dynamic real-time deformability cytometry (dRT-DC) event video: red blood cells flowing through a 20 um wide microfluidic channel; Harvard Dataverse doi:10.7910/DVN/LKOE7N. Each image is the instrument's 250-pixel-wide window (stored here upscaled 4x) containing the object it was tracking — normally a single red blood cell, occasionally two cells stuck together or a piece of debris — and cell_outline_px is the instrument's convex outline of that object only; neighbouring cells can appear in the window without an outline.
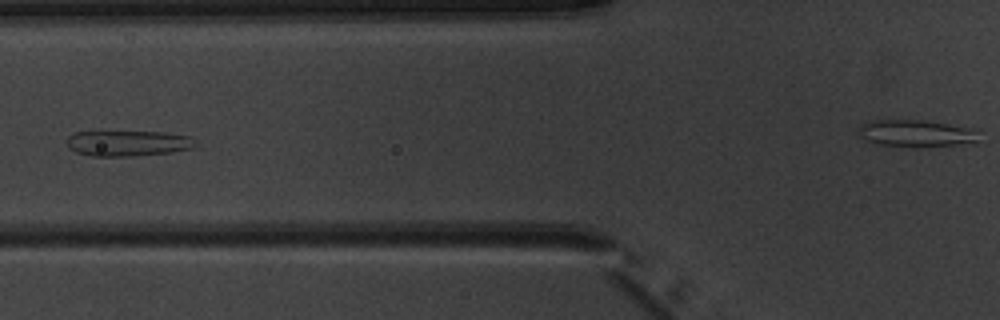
{"species": "common noctule bat (a hibernating species)", "species_latin": "Nyctalus noctula", "temperature_condition": "warm", "stored_images_in_passage": 7, "camera_frame_rate_fps": 3000, "um_per_image_px": 0.085, "animal": {"sex": "male", "body_mass_g": 20.1, "forearm_length_mm": 53.5}, "frame": {"image": 1, "passage_image": 5, "time_ms": 5.667, "image_size_px": [1000, 320], "cell_outline_px": [[200, 144], [196, 148], [172, 152], [132, 156], [92, 156], [76, 152], [68, 148], [68, 136], [72, 132], [164, 132], [192, 136]], "centroid_in_image_um": [10.97, 12.18], "position_along_channel_um": 114.8, "area_um2": 19.48}}
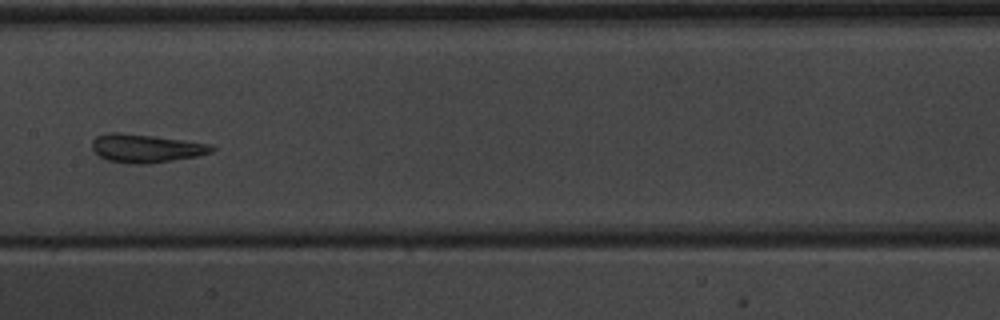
{"frame": {"image": 2, "passage_image": 7, "time_ms": 7.667, "image_size_px": [1000, 320], "cell_outline_px": [[216, 148], [212, 152], [196, 156], [148, 164], [128, 164], [108, 160], [100, 156], [92, 148], [92, 140], [96, 136], [108, 132], [120, 132], [156, 136], [212, 144]], "centroid_in_image_um": [12.4, 12.6], "position_along_channel_um": 195.0, "area_um2": 19.88}}